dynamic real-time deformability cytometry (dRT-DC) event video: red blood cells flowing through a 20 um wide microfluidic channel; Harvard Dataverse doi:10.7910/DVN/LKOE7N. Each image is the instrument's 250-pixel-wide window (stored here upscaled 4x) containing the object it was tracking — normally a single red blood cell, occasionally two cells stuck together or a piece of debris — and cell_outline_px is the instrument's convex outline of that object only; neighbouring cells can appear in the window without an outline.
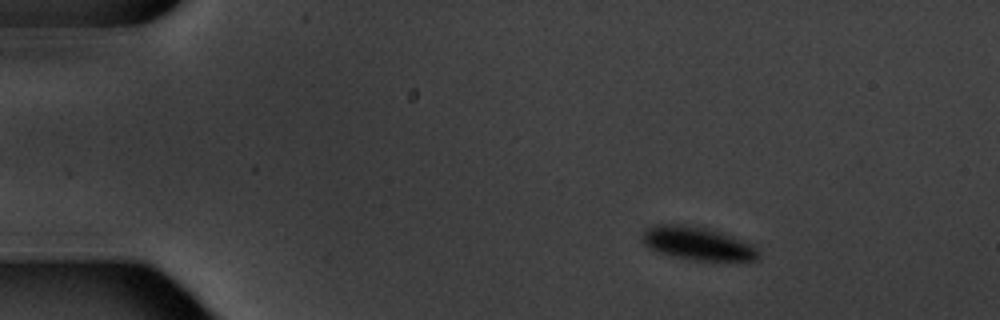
{"species": "common noctule bat (a hibernating species)", "species_latin": "Nyctalus noctula", "temperature_condition": "warm", "stored_images_in_passage": 7, "camera_frame_rate_fps": 3000, "um_per_image_px": 0.085, "animal": {"sex": "male", "body_mass_g": 20.1, "forearm_length_mm": 53.5}, "frame": {"image": 1, "passage_image": 2, "time_ms": 1.333, "image_size_px": [1000, 320], "cell_outline_px": [[760, 252], [756, 260], [688, 260], [656, 252], [648, 248], [640, 240], [640, 236], [648, 228], [656, 224], [680, 224], [704, 228], [752, 244]], "centroid_in_image_um": [59.2, 20.71], "position_along_channel_um": 25.8, "area_um2": 22.2}}
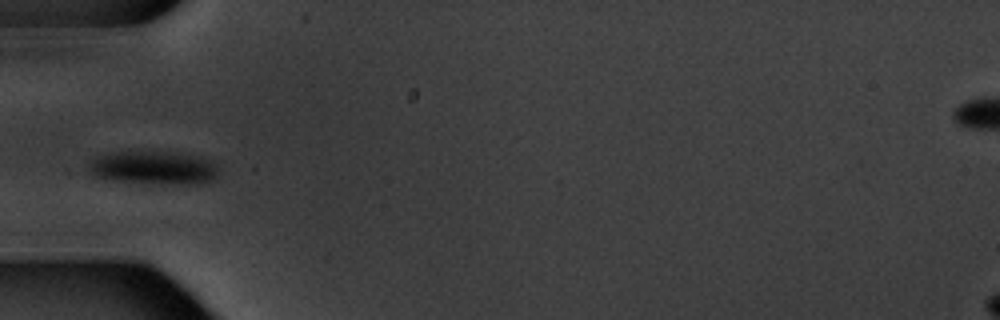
{"frame": {"image": 2, "passage_image": 5, "time_ms": 5.0, "image_size_px": [1000, 320], "cell_outline_px": [[220, 164], [216, 176], [212, 180], [196, 184], [180, 184], [104, 180], [92, 176], [88, 172], [88, 164], [96, 156], [108, 152], [176, 152], [216, 160]], "centroid_in_image_um": [13.06, 14.25], "position_along_channel_um": 71.9, "area_um2": 25.72}}